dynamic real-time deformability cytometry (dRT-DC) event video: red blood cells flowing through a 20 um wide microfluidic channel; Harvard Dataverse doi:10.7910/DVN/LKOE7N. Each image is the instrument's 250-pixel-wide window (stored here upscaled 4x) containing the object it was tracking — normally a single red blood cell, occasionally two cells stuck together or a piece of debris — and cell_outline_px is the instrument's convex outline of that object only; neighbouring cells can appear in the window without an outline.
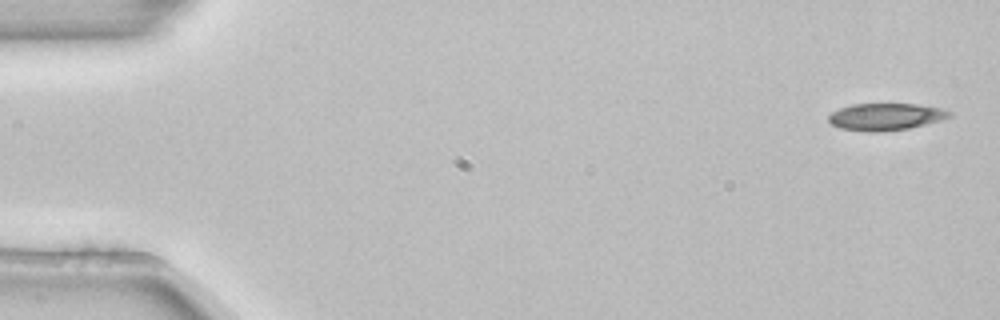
{"species": "common noctule bat (a hibernating species)", "species_latin": "Nyctalus noctula", "temperature_condition": "room temperature", "stored_images_in_passage": 4, "camera_frame_rate_fps": 3000, "um_per_image_px": 0.085, "animal": {"sex": "female", "body_mass_g": 22.7, "forearm_length_mm": 54.2}, "frame": {"image": 1, "passage_image": 1, "time_ms": 0.0, "image_size_px": [1000, 320], "cell_outline_px": [[952, 116], [940, 120], [908, 128], [876, 132], [868, 132], [840, 128], [832, 124], [828, 120], [828, 116], [832, 112], [840, 108], [852, 104], [916, 104], [940, 108], [952, 112]], "centroid_in_image_um": [75.26, 9.92], "position_along_channel_um": 9.7, "area_um2": 18.84}}
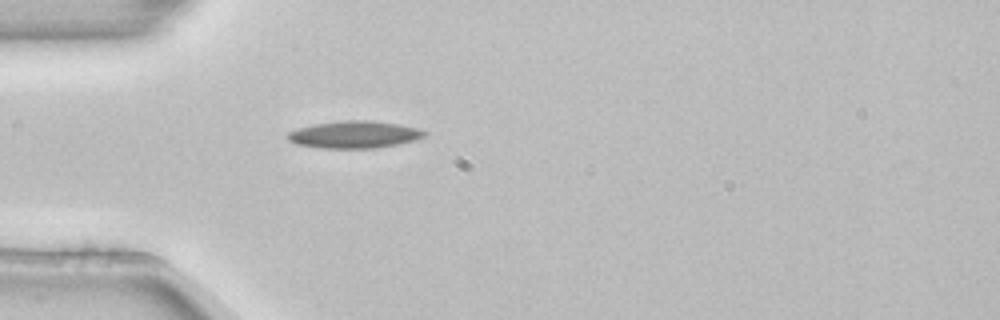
{"frame": {"image": 2, "passage_image": 4, "time_ms": 1.0, "image_size_px": [1000, 320], "cell_outline_px": [[428, 132], [424, 136], [416, 140], [376, 148], [320, 148], [296, 144], [288, 140], [288, 132], [296, 128], [312, 124], [344, 120], [372, 120], [400, 124], [416, 128]], "centroid_in_image_um": [30.1, 11.43], "position_along_channel_um": 54.9, "area_um2": 21.79}}